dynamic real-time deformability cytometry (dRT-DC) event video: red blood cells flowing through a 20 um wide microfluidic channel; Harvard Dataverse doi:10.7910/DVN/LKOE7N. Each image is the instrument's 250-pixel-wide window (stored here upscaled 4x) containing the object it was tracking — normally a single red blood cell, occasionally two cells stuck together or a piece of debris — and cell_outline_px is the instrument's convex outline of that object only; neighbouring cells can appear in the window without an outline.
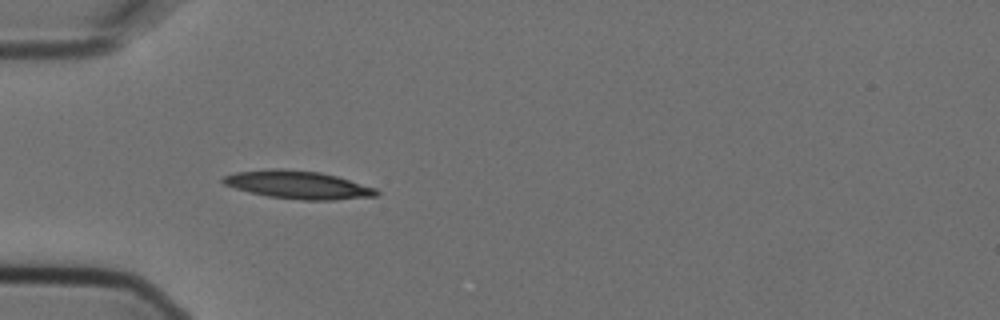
{"species": "Egyptian fruit bat (a non-hibernating species)", "species_latin": "Rousettus aegyptiacus", "temperature_condition": "cold", "stored_images_in_passage": 5, "camera_frame_rate_fps": 3000, "um_per_image_px": 0.085, "animal": {"sex": "female"}, "frame": {"image": 1, "passage_image": 4, "time_ms": 1.0, "image_size_px": [1000, 320], "cell_outline_px": [[380, 192], [376, 196], [336, 200], [304, 200], [268, 196], [236, 188], [224, 184], [220, 180], [224, 176], [236, 172], [276, 168], [280, 168], [320, 172], [336, 176], [376, 188]], "centroid_in_image_um": [25.35, 15.71], "position_along_channel_um": 59.6, "area_um2": 24.8}}
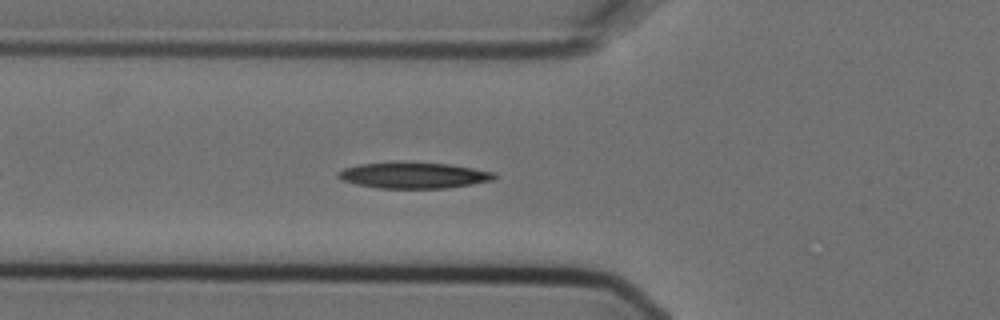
{"frame": {"image": 2, "passage_image": 5, "time_ms": 1.333, "image_size_px": [1000, 320], "cell_outline_px": [[496, 176], [492, 180], [472, 184], [448, 188], [376, 188], [356, 184], [340, 180], [336, 176], [336, 172], [344, 168], [360, 164], [400, 160], [448, 164], [496, 172]], "centroid_in_image_um": [35.1, 14.88], "position_along_channel_um": 90.7, "area_um2": 24.28}}